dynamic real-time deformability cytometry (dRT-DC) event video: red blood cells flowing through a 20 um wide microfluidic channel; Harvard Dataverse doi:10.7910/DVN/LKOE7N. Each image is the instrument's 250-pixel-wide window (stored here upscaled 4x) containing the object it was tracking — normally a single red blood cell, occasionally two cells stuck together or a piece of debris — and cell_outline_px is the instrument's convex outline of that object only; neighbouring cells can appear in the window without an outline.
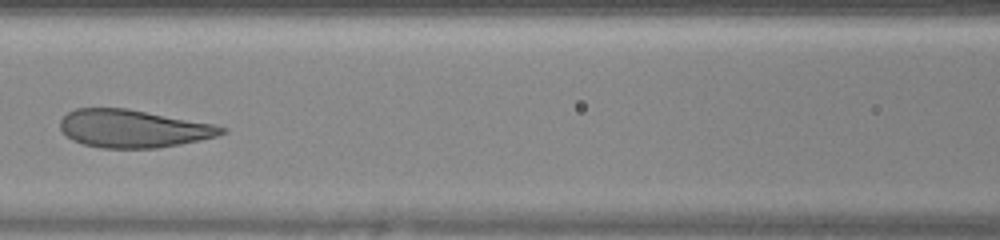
{"species": "human", "species_latin": "Homo sapiens", "temperature_condition": "warm", "stored_images_in_passage": 20, "camera_frame_rate_fps": 3000, "um_per_image_px": 0.085, "donor": {"sex": "female"}, "frame": {"image": 1, "passage_image": 9, "time_ms": 2.667, "image_size_px": [1000, 240], "cell_outline_px": [[228, 132], [216, 136], [200, 140], [180, 144], [156, 148], [100, 148], [84, 144], [72, 140], [60, 128], [60, 120], [68, 112], [76, 108], [128, 108], [216, 124], [228, 128]], "centroid_in_image_um": [11.36, 10.92], "position_along_channel_um": 155.2, "area_um2": 35.78}}